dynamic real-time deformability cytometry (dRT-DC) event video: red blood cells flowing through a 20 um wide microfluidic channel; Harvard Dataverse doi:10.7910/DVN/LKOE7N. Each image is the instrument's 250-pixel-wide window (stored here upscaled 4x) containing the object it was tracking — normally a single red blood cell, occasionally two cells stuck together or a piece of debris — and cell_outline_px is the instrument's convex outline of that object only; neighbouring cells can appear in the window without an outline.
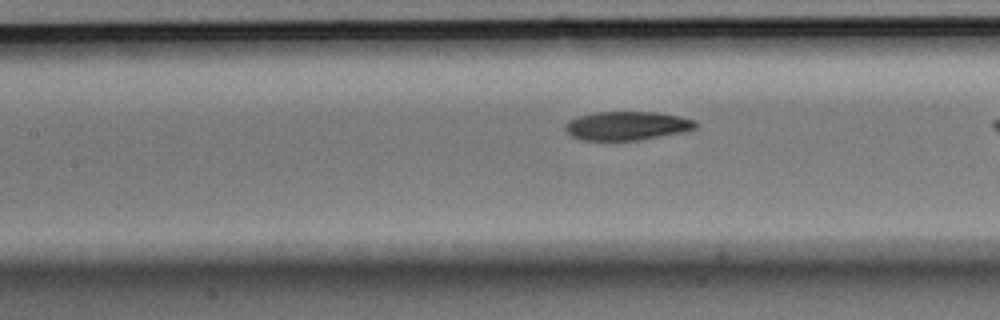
{"species": "Egyptian fruit bat (a non-hibernating species)", "species_latin": "Rousettus aegyptiacus", "temperature_condition": "room temperature", "stored_images_in_passage": 21, "camera_frame_rate_fps": 3000, "um_per_image_px": 0.085, "animal": {"sex": "male"}, "frame": {"image": 1, "passage_image": 20, "time_ms": 6.333, "image_size_px": [1000, 320], "cell_outline_px": [[696, 128], [684, 132], [636, 140], [584, 140], [572, 136], [564, 128], [564, 124], [568, 120], [580, 116], [596, 112], [656, 112], [680, 116], [692, 120], [696, 124]], "centroid_in_image_um": [53.27, 10.69], "position_along_channel_um": 154.1, "area_um2": 21.62}}